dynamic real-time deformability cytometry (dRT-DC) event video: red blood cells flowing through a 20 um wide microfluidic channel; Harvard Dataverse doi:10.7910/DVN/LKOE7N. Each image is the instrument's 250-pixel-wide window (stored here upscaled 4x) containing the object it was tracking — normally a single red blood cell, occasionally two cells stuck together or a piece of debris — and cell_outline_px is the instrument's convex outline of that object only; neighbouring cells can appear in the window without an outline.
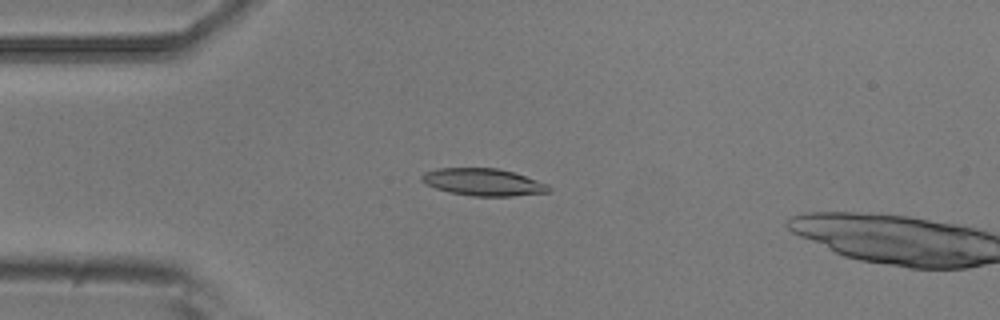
{"species": "common noctule bat (a hibernating species)", "species_latin": "Nyctalus noctula", "temperature_condition": "room temperature", "stored_images_in_passage": 4, "camera_frame_rate_fps": 3000, "um_per_image_px": 0.085, "animal": {"sex": "male", "body_mass_g": 20.5, "forearm_length_mm": 52.5}, "frame": {"image": 1, "passage_image": 3, "time_ms": 0.667, "image_size_px": [1000, 320], "cell_outline_px": [[552, 188], [548, 192], [512, 196], [472, 196], [448, 192], [424, 184], [420, 180], [420, 176], [424, 172], [436, 168], [496, 168], [512, 172], [548, 184]], "centroid_in_image_um": [41.02, 15.48], "position_along_channel_um": 44.0, "area_um2": 20.17}}